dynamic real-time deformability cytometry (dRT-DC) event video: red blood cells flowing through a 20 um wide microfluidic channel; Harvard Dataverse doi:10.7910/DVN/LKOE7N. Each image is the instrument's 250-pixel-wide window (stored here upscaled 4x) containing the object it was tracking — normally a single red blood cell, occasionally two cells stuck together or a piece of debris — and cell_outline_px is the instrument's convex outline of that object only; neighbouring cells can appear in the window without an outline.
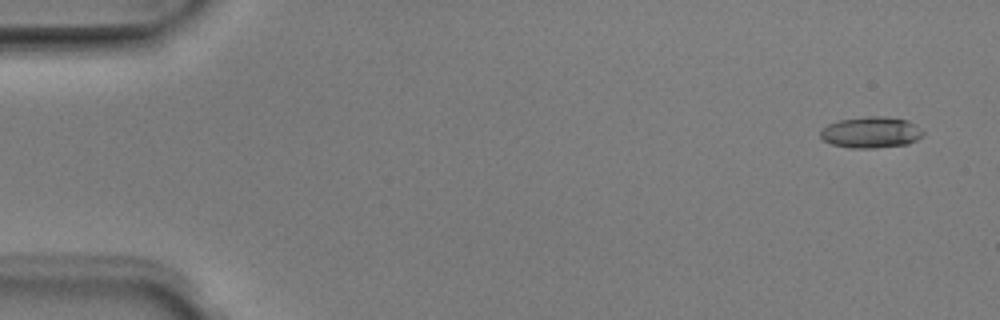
{"species": "Egyptian fruit bat (a non-hibernating species)", "species_latin": "Rousettus aegyptiacus", "temperature_condition": "room temperature", "stored_images_in_passage": 3, "camera_frame_rate_fps": 3000, "um_per_image_px": 0.085, "animal": {"sex": "male"}, "frame": {"image": 1, "passage_image": 1, "time_ms": 0.0, "image_size_px": [1000, 320], "cell_outline_px": [[924, 132], [916, 140], [908, 144], [872, 148], [852, 148], [832, 144], [824, 140], [820, 136], [820, 132], [828, 124], [840, 120], [868, 116], [884, 116], [908, 120], [916, 124]], "centroid_in_image_um": [74.05, 11.24], "position_along_channel_um": 10.9, "area_um2": 18.55}}
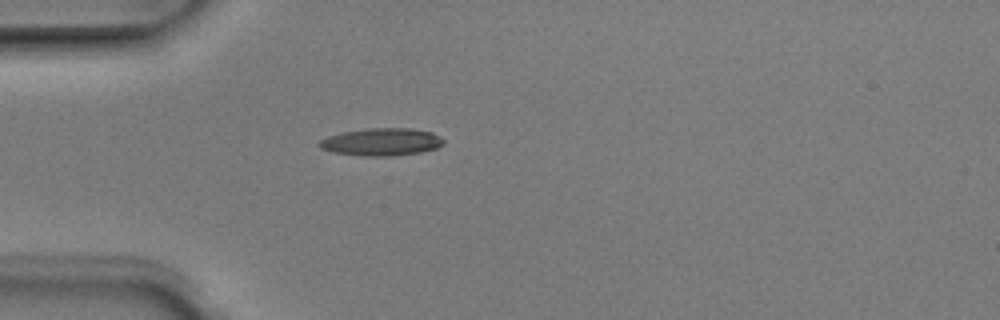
{"frame": {"image": 2, "passage_image": 3, "time_ms": 0.667, "image_size_px": [1000, 320], "cell_outline_px": [[444, 144], [436, 148], [420, 152], [392, 156], [364, 156], [336, 152], [320, 148], [316, 144], [320, 140], [328, 136], [340, 132], [368, 128], [412, 128], [432, 132], [440, 136], [444, 140]], "centroid_in_image_um": [32.43, 12.05], "position_along_channel_um": 52.6, "area_um2": 20.0}}